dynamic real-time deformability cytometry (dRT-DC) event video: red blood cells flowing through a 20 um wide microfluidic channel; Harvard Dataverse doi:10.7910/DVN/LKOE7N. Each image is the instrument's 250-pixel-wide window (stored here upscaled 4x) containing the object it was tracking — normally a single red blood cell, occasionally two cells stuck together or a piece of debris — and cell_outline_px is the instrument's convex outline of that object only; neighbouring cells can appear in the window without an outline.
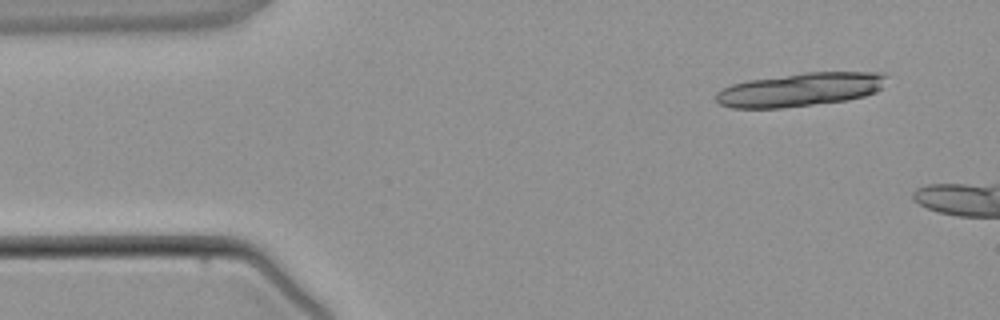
{"species": "common noctule bat (a hibernating species)", "species_latin": "Nyctalus noctula", "temperature_condition": "warm", "stored_images_in_passage": 3, "camera_frame_rate_fps": 3000, "um_per_image_px": 0.085, "animal": {"sex": "male", "body_mass_g": 21.5, "forearm_length_mm": 52.0}, "frame": {"image": 1, "passage_image": 1, "time_ms": 0.0, "image_size_px": [1000, 320], "cell_outline_px": [[888, 76], [884, 88], [876, 92], [864, 96], [848, 100], [780, 108], [732, 108], [720, 104], [716, 100], [716, 92], [732, 84], [748, 80], [804, 72], [884, 72]], "centroid_in_image_um": [68.07, 7.6], "position_along_channel_um": 16.9, "area_um2": 33.58}}